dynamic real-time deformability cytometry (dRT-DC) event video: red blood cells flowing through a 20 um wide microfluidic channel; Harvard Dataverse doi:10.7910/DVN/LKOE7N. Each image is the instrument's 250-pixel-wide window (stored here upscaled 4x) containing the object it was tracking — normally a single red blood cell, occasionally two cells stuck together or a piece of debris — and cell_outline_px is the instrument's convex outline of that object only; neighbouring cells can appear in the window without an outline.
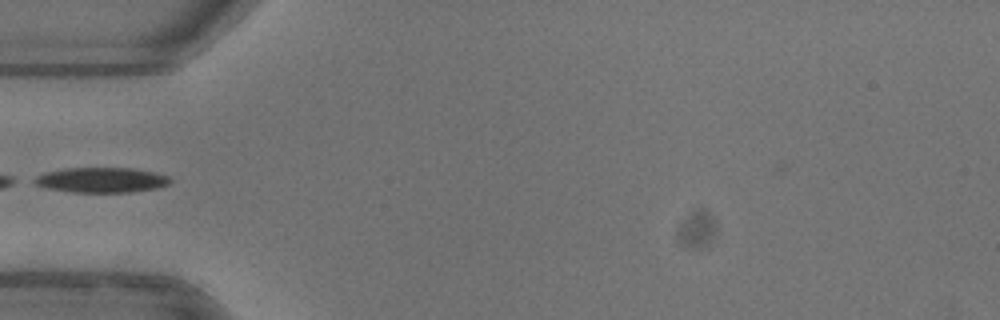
{"species": "common noctule bat (a hibernating species)", "species_latin": "Nyctalus noctula", "temperature_condition": "warm", "stored_images_in_passage": 29, "camera_frame_rate_fps": 3000, "um_per_image_px": 0.085, "animal": {"sex": "female"}, "frame": {"image": 1, "passage_image": 1, "time_ms": 0.0, "image_size_px": [1000, 320], "cell_outline_px": [[172, 180], [168, 184], [156, 188], [132, 192], [72, 192], [48, 188], [36, 184], [28, 180], [36, 176], [48, 172], [68, 168], [132, 168], [152, 172], [168, 176]], "centroid_in_image_um": [8.6, 15.3], "position_along_channel_um": 76.4, "area_um2": 19.71}}